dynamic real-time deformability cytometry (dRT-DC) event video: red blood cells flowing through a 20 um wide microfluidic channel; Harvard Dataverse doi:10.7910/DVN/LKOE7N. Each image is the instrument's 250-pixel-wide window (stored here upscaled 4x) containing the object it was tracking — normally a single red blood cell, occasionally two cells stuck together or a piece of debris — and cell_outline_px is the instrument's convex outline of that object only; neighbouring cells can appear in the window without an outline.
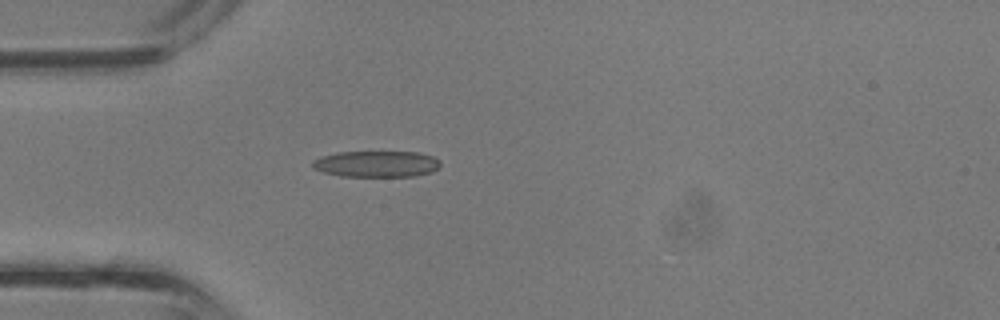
{"species": "common noctule bat (a hibernating species)", "species_latin": "Nyctalus noctula", "temperature_condition": "room temperature", "stored_images_in_passage": 28, "camera_frame_rate_fps": 3000, "um_per_image_px": 0.085, "animal": {"sex": "male", "body_mass_g": 13.3}, "frame": {"image": 1, "passage_image": 1, "time_ms": 0.0, "image_size_px": [1000, 320], "cell_outline_px": [[440, 168], [432, 172], [416, 176], [340, 176], [324, 172], [312, 168], [312, 160], [320, 156], [336, 152], [416, 152], [432, 156], [440, 160]], "centroid_in_image_um": [32.0, 13.93], "position_along_channel_um": 53.0, "area_um2": 19.71}}
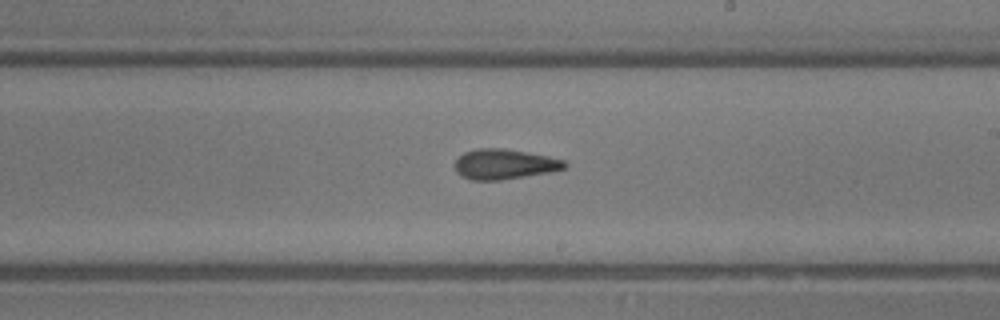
{"frame": {"image": 2, "passage_image": 12, "time_ms": 3.667, "image_size_px": [1000, 320], "cell_outline_px": [[568, 164], [564, 168], [552, 172], [500, 180], [472, 180], [460, 176], [456, 172], [452, 164], [464, 152], [476, 148], [504, 148], [548, 156], [564, 160]], "centroid_in_image_um": [42.84, 13.96], "position_along_channel_um": 246.2, "area_um2": 19.48}}
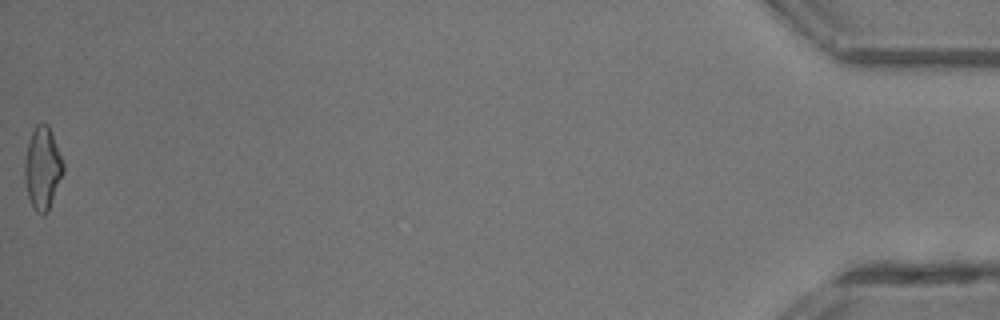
{"frame": {"image": 3, "passage_image": 28, "time_ms": 9.0, "image_size_px": [1000, 320], "cell_outline_px": [[64, 172], [48, 212], [44, 216], [36, 212], [32, 208], [28, 196], [24, 180], [24, 160], [28, 140], [36, 124], [48, 124], [64, 164]], "centroid_in_image_um": [3.6, 14.34], "position_along_channel_um": 431.6, "area_um2": 18.73}}